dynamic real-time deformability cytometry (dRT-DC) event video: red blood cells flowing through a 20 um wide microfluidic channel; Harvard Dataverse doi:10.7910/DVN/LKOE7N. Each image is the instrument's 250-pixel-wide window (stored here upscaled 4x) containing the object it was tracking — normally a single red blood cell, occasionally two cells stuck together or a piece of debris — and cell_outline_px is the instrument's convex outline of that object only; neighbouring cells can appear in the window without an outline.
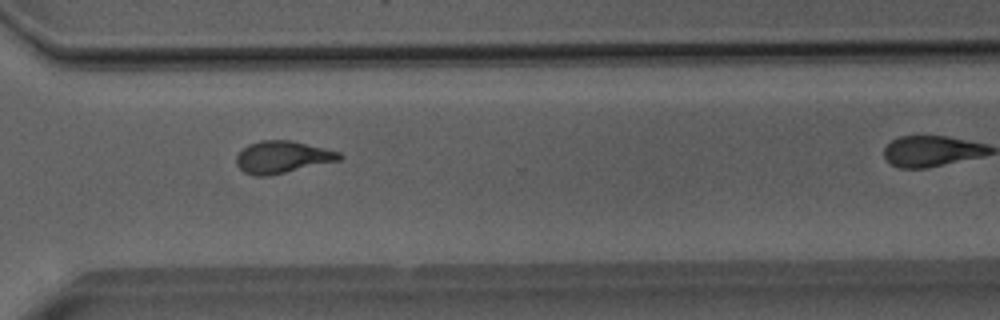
{"species": "Egyptian fruit bat (a non-hibernating species)", "species_latin": "Rousettus aegyptiacus", "temperature_condition": "room temperature", "stored_images_in_passage": 32, "camera_frame_rate_fps": 3000, "um_per_image_px": 0.085, "animal": {"sex": "male"}, "frame": {"image": 1, "passage_image": 28, "time_ms": 9.0, "image_size_px": [1000, 320], "cell_outline_px": [[344, 156], [340, 160], [268, 176], [256, 176], [244, 172], [236, 164], [236, 156], [248, 144], [260, 140], [292, 140], [340, 152]], "centroid_in_image_um": [24.0, 13.34], "position_along_channel_um": 346.6, "area_um2": 19.25}}